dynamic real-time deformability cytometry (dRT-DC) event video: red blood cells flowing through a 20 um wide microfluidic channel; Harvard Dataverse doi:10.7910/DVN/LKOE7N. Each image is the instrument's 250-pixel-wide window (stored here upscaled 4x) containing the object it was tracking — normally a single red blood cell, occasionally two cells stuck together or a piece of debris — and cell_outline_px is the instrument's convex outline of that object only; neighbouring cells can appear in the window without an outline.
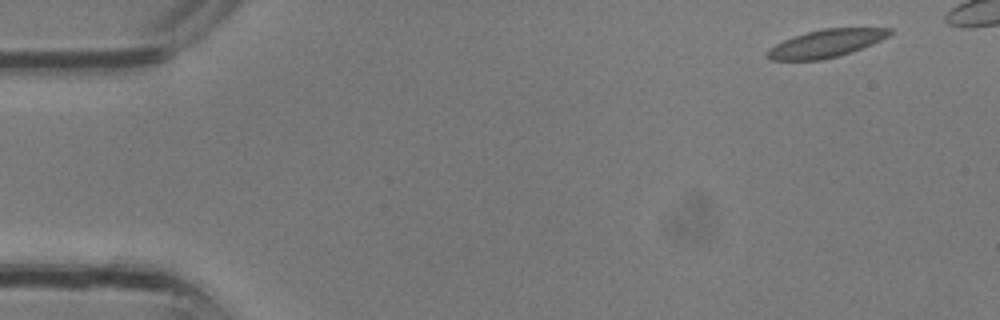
{"species": "common noctule bat (a hibernating species)", "species_latin": "Nyctalus noctula", "temperature_condition": "room temperature", "stored_images_in_passage": 3, "camera_frame_rate_fps": 3000, "um_per_image_px": 0.085, "animal": {"sex": "male", "body_mass_g": 13.3}, "frame": {"image": 1, "passage_image": 1, "time_ms": 0.0, "image_size_px": [1000, 320], "cell_outline_px": [[892, 32], [888, 36], [872, 44], [852, 52], [840, 56], [820, 60], [768, 60], [764, 56], [768, 48], [784, 40], [808, 32], [824, 28], [892, 28]], "centroid_in_image_um": [70.18, 3.71], "position_along_channel_um": 14.8, "area_um2": 19.77}}